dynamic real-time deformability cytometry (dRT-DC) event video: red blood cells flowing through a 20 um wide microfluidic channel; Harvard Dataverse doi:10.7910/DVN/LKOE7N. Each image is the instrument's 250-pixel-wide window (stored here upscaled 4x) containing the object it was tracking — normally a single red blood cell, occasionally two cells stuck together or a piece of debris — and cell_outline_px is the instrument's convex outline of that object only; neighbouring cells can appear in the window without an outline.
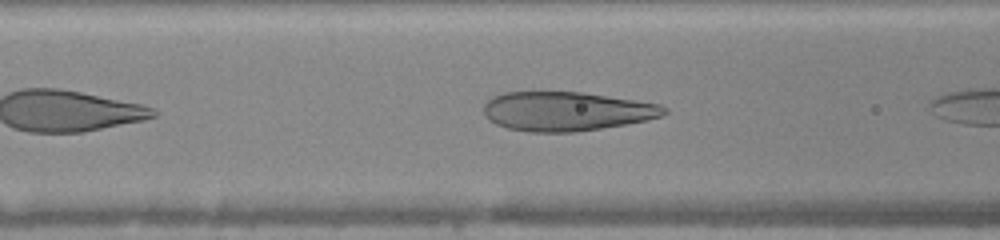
{"species": "human", "species_latin": "Homo sapiens", "temperature_condition": "warm", "stored_images_in_passage": 5, "camera_frame_rate_fps": 3000, "um_per_image_px": 0.085, "donor": {"sex": "female"}, "frame": {"image": 1, "passage_image": 4, "time_ms": 1.0, "image_size_px": [1000, 240], "cell_outline_px": [[668, 112], [660, 116], [628, 124], [576, 132], [528, 132], [508, 128], [496, 124], [488, 120], [484, 116], [484, 104], [492, 96], [504, 92], [580, 92], [660, 104], [668, 108]], "centroid_in_image_um": [48.11, 9.46], "position_along_channel_um": 118.5, "area_um2": 41.15}}